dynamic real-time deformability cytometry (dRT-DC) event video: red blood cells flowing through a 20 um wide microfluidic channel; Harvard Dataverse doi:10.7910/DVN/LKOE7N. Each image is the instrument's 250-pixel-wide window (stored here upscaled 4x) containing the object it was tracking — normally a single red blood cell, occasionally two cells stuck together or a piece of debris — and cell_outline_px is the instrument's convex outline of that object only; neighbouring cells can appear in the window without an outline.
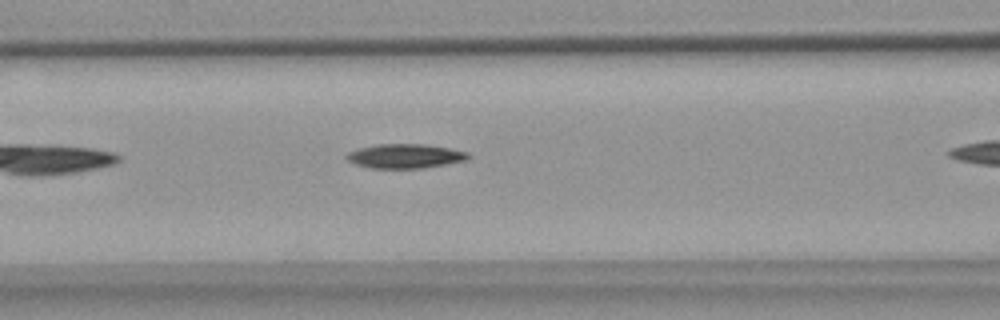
{"species": "common noctule bat (a hibernating species)", "species_latin": "Nyctalus noctula", "temperature_condition": "warm", "stored_images_in_passage": 30, "camera_frame_rate_fps": 3000, "um_per_image_px": 0.085, "animal": {"sex": "female", "body_mass_g": 18.4}, "frame": {"image": 1, "passage_image": 9, "time_ms": 2.667, "image_size_px": [1000, 320], "cell_outline_px": [[472, 156], [464, 160], [424, 168], [368, 168], [356, 164], [348, 160], [344, 156], [348, 152], [360, 148], [376, 144], [424, 144], [448, 148], [468, 152]], "centroid_in_image_um": [34.4, 13.26], "position_along_channel_um": 132.2, "area_um2": 17.11}}
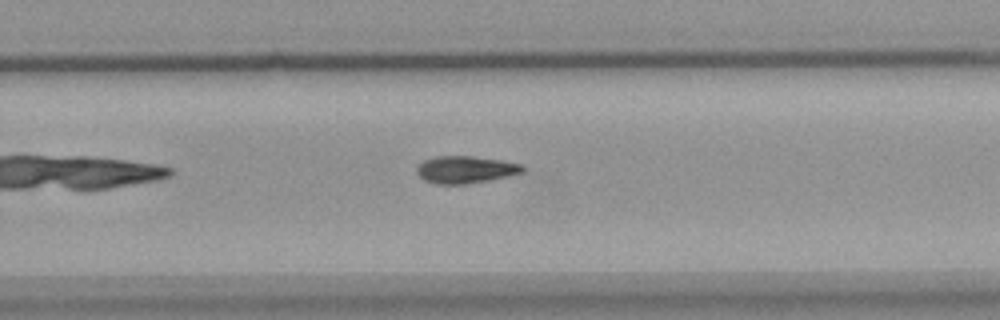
{"frame": {"image": 2, "passage_image": 22, "time_ms": 7.0, "image_size_px": [1000, 320], "cell_outline_px": [[524, 172], [508, 176], [488, 180], [464, 184], [436, 184], [424, 180], [416, 172], [416, 168], [424, 160], [436, 156], [472, 156], [500, 160], [524, 164]], "centroid_in_image_um": [39.57, 14.41], "position_along_channel_um": 290.2, "area_um2": 16.76}}
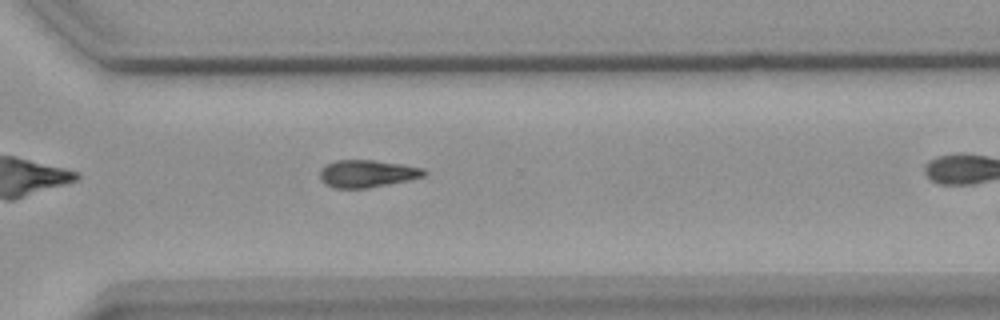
{"frame": {"image": 3, "passage_image": 26, "time_ms": 8.333, "image_size_px": [1000, 320], "cell_outline_px": [[428, 172], [424, 176], [408, 180], [368, 188], [332, 188], [324, 184], [320, 180], [320, 168], [336, 160], [372, 160], [400, 164], [424, 168]], "centroid_in_image_um": [31.18, 14.76], "position_along_channel_um": 339.4, "area_um2": 16.65}}